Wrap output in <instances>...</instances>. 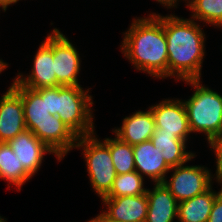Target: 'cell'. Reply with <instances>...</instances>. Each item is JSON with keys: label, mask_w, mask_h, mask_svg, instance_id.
Returning <instances> with one entry per match:
<instances>
[{"label": "cell", "mask_w": 222, "mask_h": 222, "mask_svg": "<svg viewBox=\"0 0 222 222\" xmlns=\"http://www.w3.org/2000/svg\"><path fill=\"white\" fill-rule=\"evenodd\" d=\"M121 52L133 67L154 78L168 77V52L164 30V16L151 13L133 19L123 33Z\"/></svg>", "instance_id": "6da1fadb"}, {"label": "cell", "mask_w": 222, "mask_h": 222, "mask_svg": "<svg viewBox=\"0 0 222 222\" xmlns=\"http://www.w3.org/2000/svg\"><path fill=\"white\" fill-rule=\"evenodd\" d=\"M168 52V77L180 81L201 79L205 55V33L193 19L164 16Z\"/></svg>", "instance_id": "7a4b0ae2"}, {"label": "cell", "mask_w": 222, "mask_h": 222, "mask_svg": "<svg viewBox=\"0 0 222 222\" xmlns=\"http://www.w3.org/2000/svg\"><path fill=\"white\" fill-rule=\"evenodd\" d=\"M81 85L40 88L46 96L47 110L58 116L77 136L95 133L92 95Z\"/></svg>", "instance_id": "3957f363"}, {"label": "cell", "mask_w": 222, "mask_h": 222, "mask_svg": "<svg viewBox=\"0 0 222 222\" xmlns=\"http://www.w3.org/2000/svg\"><path fill=\"white\" fill-rule=\"evenodd\" d=\"M201 79L186 80L194 92L182 100L191 132L204 133L208 143L222 138V95L201 84Z\"/></svg>", "instance_id": "277c9868"}, {"label": "cell", "mask_w": 222, "mask_h": 222, "mask_svg": "<svg viewBox=\"0 0 222 222\" xmlns=\"http://www.w3.org/2000/svg\"><path fill=\"white\" fill-rule=\"evenodd\" d=\"M75 148L83 150L91 187L98 197H105L110 192L116 177L110 155L109 138L101 141L97 139L95 133L78 137Z\"/></svg>", "instance_id": "5b68a950"}, {"label": "cell", "mask_w": 222, "mask_h": 222, "mask_svg": "<svg viewBox=\"0 0 222 222\" xmlns=\"http://www.w3.org/2000/svg\"><path fill=\"white\" fill-rule=\"evenodd\" d=\"M53 51L54 72L57 86L80 85L81 59L75 46L57 28H54L44 40Z\"/></svg>", "instance_id": "8992f818"}, {"label": "cell", "mask_w": 222, "mask_h": 222, "mask_svg": "<svg viewBox=\"0 0 222 222\" xmlns=\"http://www.w3.org/2000/svg\"><path fill=\"white\" fill-rule=\"evenodd\" d=\"M170 172H173L170 179L163 183L178 202L191 199L212 187L214 176L208 167L182 164L172 167Z\"/></svg>", "instance_id": "52a82bcc"}, {"label": "cell", "mask_w": 222, "mask_h": 222, "mask_svg": "<svg viewBox=\"0 0 222 222\" xmlns=\"http://www.w3.org/2000/svg\"><path fill=\"white\" fill-rule=\"evenodd\" d=\"M31 132L47 145L60 162L77 143L78 137L56 115H50L45 123H35Z\"/></svg>", "instance_id": "ba28073f"}, {"label": "cell", "mask_w": 222, "mask_h": 222, "mask_svg": "<svg viewBox=\"0 0 222 222\" xmlns=\"http://www.w3.org/2000/svg\"><path fill=\"white\" fill-rule=\"evenodd\" d=\"M149 108L154 115L156 128H162V132L175 133L179 139L188 141L192 132L182 99H165Z\"/></svg>", "instance_id": "9c48e42d"}, {"label": "cell", "mask_w": 222, "mask_h": 222, "mask_svg": "<svg viewBox=\"0 0 222 222\" xmlns=\"http://www.w3.org/2000/svg\"><path fill=\"white\" fill-rule=\"evenodd\" d=\"M30 72L31 73L26 76L22 73H18L11 85H21L34 90L56 87L53 51L45 41L41 42V45L34 55L32 71Z\"/></svg>", "instance_id": "30bf717a"}, {"label": "cell", "mask_w": 222, "mask_h": 222, "mask_svg": "<svg viewBox=\"0 0 222 222\" xmlns=\"http://www.w3.org/2000/svg\"><path fill=\"white\" fill-rule=\"evenodd\" d=\"M25 130L21 95L10 86L0 98V142H8Z\"/></svg>", "instance_id": "8fae6325"}, {"label": "cell", "mask_w": 222, "mask_h": 222, "mask_svg": "<svg viewBox=\"0 0 222 222\" xmlns=\"http://www.w3.org/2000/svg\"><path fill=\"white\" fill-rule=\"evenodd\" d=\"M106 210L102 214L117 222H145L148 210L147 194L136 196L103 197Z\"/></svg>", "instance_id": "7c38bea8"}, {"label": "cell", "mask_w": 222, "mask_h": 222, "mask_svg": "<svg viewBox=\"0 0 222 222\" xmlns=\"http://www.w3.org/2000/svg\"><path fill=\"white\" fill-rule=\"evenodd\" d=\"M12 148L24 169L33 177L41 167L45 154L56 155L47 145L41 142L30 130L19 133L14 139L9 140Z\"/></svg>", "instance_id": "4fadbf2b"}, {"label": "cell", "mask_w": 222, "mask_h": 222, "mask_svg": "<svg viewBox=\"0 0 222 222\" xmlns=\"http://www.w3.org/2000/svg\"><path fill=\"white\" fill-rule=\"evenodd\" d=\"M135 171L154 183H163L171 167L165 162L160 150L151 140L133 145Z\"/></svg>", "instance_id": "5bb4252c"}, {"label": "cell", "mask_w": 222, "mask_h": 222, "mask_svg": "<svg viewBox=\"0 0 222 222\" xmlns=\"http://www.w3.org/2000/svg\"><path fill=\"white\" fill-rule=\"evenodd\" d=\"M156 129L155 118L150 108L146 111H136L123 119L120 128L112 131L120 140L136 145L150 140Z\"/></svg>", "instance_id": "9a60e30c"}, {"label": "cell", "mask_w": 222, "mask_h": 222, "mask_svg": "<svg viewBox=\"0 0 222 222\" xmlns=\"http://www.w3.org/2000/svg\"><path fill=\"white\" fill-rule=\"evenodd\" d=\"M148 210L145 222H173L177 218L178 201L164 183L147 188Z\"/></svg>", "instance_id": "2e32d148"}, {"label": "cell", "mask_w": 222, "mask_h": 222, "mask_svg": "<svg viewBox=\"0 0 222 222\" xmlns=\"http://www.w3.org/2000/svg\"><path fill=\"white\" fill-rule=\"evenodd\" d=\"M150 140L171 168L186 164L196 157L195 153L186 150V141L179 139L175 133L162 132V128H156Z\"/></svg>", "instance_id": "e0dca14e"}, {"label": "cell", "mask_w": 222, "mask_h": 222, "mask_svg": "<svg viewBox=\"0 0 222 222\" xmlns=\"http://www.w3.org/2000/svg\"><path fill=\"white\" fill-rule=\"evenodd\" d=\"M22 98L24 121L27 130H32L35 123H45L50 118L46 106V96L39 90L30 89L21 85H11Z\"/></svg>", "instance_id": "ac0fdd59"}, {"label": "cell", "mask_w": 222, "mask_h": 222, "mask_svg": "<svg viewBox=\"0 0 222 222\" xmlns=\"http://www.w3.org/2000/svg\"><path fill=\"white\" fill-rule=\"evenodd\" d=\"M220 194L212 189L191 199L178 202L177 222H208L215 198Z\"/></svg>", "instance_id": "d6986e66"}, {"label": "cell", "mask_w": 222, "mask_h": 222, "mask_svg": "<svg viewBox=\"0 0 222 222\" xmlns=\"http://www.w3.org/2000/svg\"><path fill=\"white\" fill-rule=\"evenodd\" d=\"M0 178L7 181V187L14 185L17 191L32 178L7 142H0Z\"/></svg>", "instance_id": "ffe728a7"}, {"label": "cell", "mask_w": 222, "mask_h": 222, "mask_svg": "<svg viewBox=\"0 0 222 222\" xmlns=\"http://www.w3.org/2000/svg\"><path fill=\"white\" fill-rule=\"evenodd\" d=\"M186 3L192 12L190 19L222 27V0H186Z\"/></svg>", "instance_id": "44dd1931"}, {"label": "cell", "mask_w": 222, "mask_h": 222, "mask_svg": "<svg viewBox=\"0 0 222 222\" xmlns=\"http://www.w3.org/2000/svg\"><path fill=\"white\" fill-rule=\"evenodd\" d=\"M144 178L137 172L116 175L110 192L105 197L136 196L145 194Z\"/></svg>", "instance_id": "7402d4cb"}, {"label": "cell", "mask_w": 222, "mask_h": 222, "mask_svg": "<svg viewBox=\"0 0 222 222\" xmlns=\"http://www.w3.org/2000/svg\"><path fill=\"white\" fill-rule=\"evenodd\" d=\"M109 149L116 175L135 171L132 145L120 140L117 136L109 137Z\"/></svg>", "instance_id": "603a6c76"}, {"label": "cell", "mask_w": 222, "mask_h": 222, "mask_svg": "<svg viewBox=\"0 0 222 222\" xmlns=\"http://www.w3.org/2000/svg\"><path fill=\"white\" fill-rule=\"evenodd\" d=\"M210 149L214 150V155H216V175L214 174V179L222 186V138L214 140L209 143Z\"/></svg>", "instance_id": "cb8c5ba5"}, {"label": "cell", "mask_w": 222, "mask_h": 222, "mask_svg": "<svg viewBox=\"0 0 222 222\" xmlns=\"http://www.w3.org/2000/svg\"><path fill=\"white\" fill-rule=\"evenodd\" d=\"M208 222H222V195L219 194L215 200L209 215Z\"/></svg>", "instance_id": "d4e9b609"}, {"label": "cell", "mask_w": 222, "mask_h": 222, "mask_svg": "<svg viewBox=\"0 0 222 222\" xmlns=\"http://www.w3.org/2000/svg\"><path fill=\"white\" fill-rule=\"evenodd\" d=\"M158 3H160L163 7H167V9L169 8H177V5L179 4L178 1L179 0H156ZM186 2V0H184Z\"/></svg>", "instance_id": "484cf974"}, {"label": "cell", "mask_w": 222, "mask_h": 222, "mask_svg": "<svg viewBox=\"0 0 222 222\" xmlns=\"http://www.w3.org/2000/svg\"><path fill=\"white\" fill-rule=\"evenodd\" d=\"M20 0H0V8H2V11H6L8 6L12 4H16Z\"/></svg>", "instance_id": "4316f807"}, {"label": "cell", "mask_w": 222, "mask_h": 222, "mask_svg": "<svg viewBox=\"0 0 222 222\" xmlns=\"http://www.w3.org/2000/svg\"><path fill=\"white\" fill-rule=\"evenodd\" d=\"M88 222H117V221L109 220L102 213H100L96 217L89 220Z\"/></svg>", "instance_id": "83f0119b"}, {"label": "cell", "mask_w": 222, "mask_h": 222, "mask_svg": "<svg viewBox=\"0 0 222 222\" xmlns=\"http://www.w3.org/2000/svg\"><path fill=\"white\" fill-rule=\"evenodd\" d=\"M8 67V64L4 62L2 59H0V74Z\"/></svg>", "instance_id": "f1b7e54d"}, {"label": "cell", "mask_w": 222, "mask_h": 222, "mask_svg": "<svg viewBox=\"0 0 222 222\" xmlns=\"http://www.w3.org/2000/svg\"><path fill=\"white\" fill-rule=\"evenodd\" d=\"M7 220H5L3 217L0 216V222H6Z\"/></svg>", "instance_id": "f546056e"}]
</instances>
